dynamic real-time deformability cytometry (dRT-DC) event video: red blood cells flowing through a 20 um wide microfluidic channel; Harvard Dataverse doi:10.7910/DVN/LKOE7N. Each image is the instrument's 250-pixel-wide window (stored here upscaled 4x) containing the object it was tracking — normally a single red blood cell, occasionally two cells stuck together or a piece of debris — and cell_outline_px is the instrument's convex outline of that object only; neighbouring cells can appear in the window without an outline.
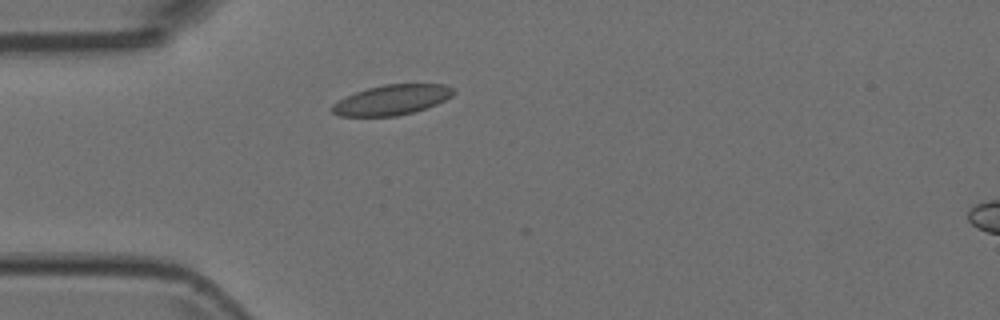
{"species": "Egyptian fruit bat (a non-hibernating species)", "species_latin": "Rousettus aegyptiacus", "temperature_condition": "room temperature", "stored_images_in_passage": 2, "camera_frame_rate_fps": 3000, "um_per_image_px": 0.085, "animal": {"sex": "female"}, "frame": {"image": 1, "passage_image": 2, "time_ms": 0.333, "image_size_px": [1000, 320], "cell_outline_px": [[456, 92], [452, 96], [436, 104], [412, 112], [396, 116], [340, 116], [332, 112], [332, 104], [356, 92], [368, 88], [384, 84], [444, 84], [452, 88]], "centroid_in_image_um": [33.32, 8.48], "position_along_channel_um": 51.7, "area_um2": 20.98}}